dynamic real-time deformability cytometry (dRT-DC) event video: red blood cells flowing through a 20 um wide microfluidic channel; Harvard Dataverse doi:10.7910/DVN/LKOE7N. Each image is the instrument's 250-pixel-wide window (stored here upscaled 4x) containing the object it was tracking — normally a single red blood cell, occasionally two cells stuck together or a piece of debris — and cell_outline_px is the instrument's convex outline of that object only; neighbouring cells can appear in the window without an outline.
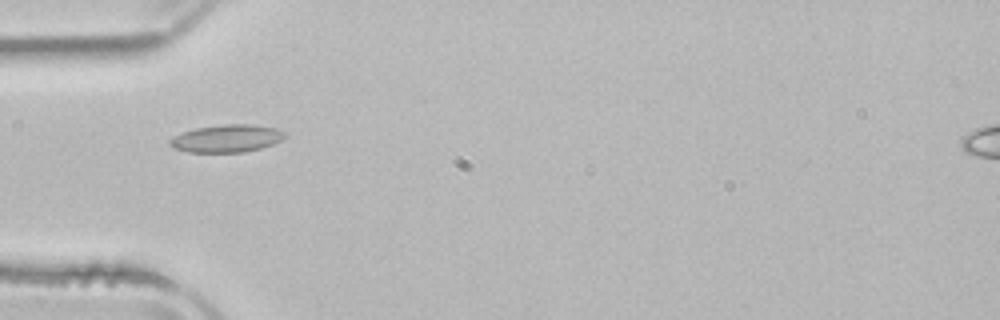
{"species": "common noctule bat (a hibernating species)", "species_latin": "Nyctalus noctula", "temperature_condition": "room temperature", "stored_images_in_passage": 4, "camera_frame_rate_fps": 3000, "um_per_image_px": 0.085, "animal": {"sex": "male", "body_mass_g": 21.5, "forearm_length_mm": 52.0}, "frame": {"image": 1, "passage_image": 4, "time_ms": 4.0, "image_size_px": [1000, 320], "cell_outline_px": [[288, 136], [272, 144], [260, 148], [244, 152], [188, 152], [172, 148], [168, 144], [168, 140], [184, 132], [196, 128], [224, 124], [252, 124], [276, 128], [288, 132]], "centroid_in_image_um": [19.3, 11.76], "position_along_channel_um": 65.7, "area_um2": 18.55}}